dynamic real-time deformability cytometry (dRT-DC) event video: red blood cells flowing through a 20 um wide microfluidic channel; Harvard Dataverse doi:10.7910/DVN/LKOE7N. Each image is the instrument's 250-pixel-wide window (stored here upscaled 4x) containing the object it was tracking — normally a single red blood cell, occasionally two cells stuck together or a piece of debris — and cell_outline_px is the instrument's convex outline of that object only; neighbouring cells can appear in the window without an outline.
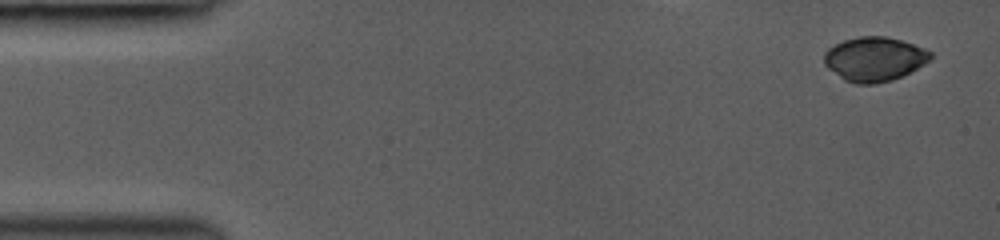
{"species": "common noctule bat (a hibernating species)", "species_latin": "Nyctalus noctula", "temperature_condition": "room temperature", "stored_images_in_passage": 7, "camera_frame_rate_fps": 3000, "um_per_image_px": 0.085, "animal": {"sex": "female", "body_mass_g": 19.0, "forearm_length_mm": 53.3}, "frame": {"image": 1, "passage_image": 1, "time_ms": 0.0, "image_size_px": [1000, 240], "cell_outline_px": [[932, 60], [892, 80], [876, 84], [856, 84], [844, 80], [828, 68], [824, 64], [824, 52], [828, 48], [844, 40], [860, 36], [884, 36], [900, 40], [924, 48], [932, 52]], "centroid_in_image_um": [74.31, 5.02], "position_along_channel_um": 10.7, "area_um2": 27.34}}
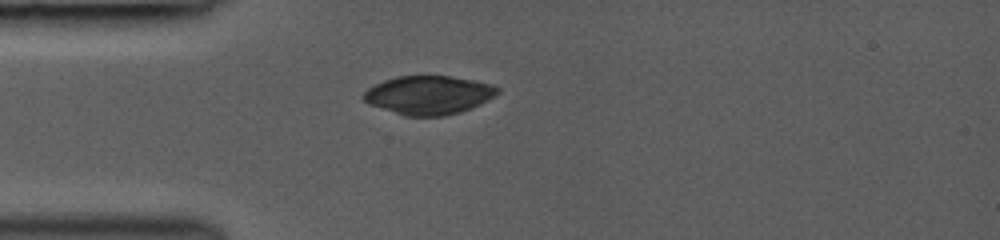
{"frame": {"image": 2, "passage_image": 6, "time_ms": 3.667, "image_size_px": [1000, 240], "cell_outline_px": [[500, 92], [488, 100], [480, 104], [460, 112], [444, 116], [404, 116], [368, 104], [360, 96], [368, 88], [384, 80], [396, 76], [448, 76], [476, 80], [492, 84], [500, 88]], "centroid_in_image_um": [36.43, 8.08], "position_along_channel_um": 48.6, "area_um2": 30.35}}